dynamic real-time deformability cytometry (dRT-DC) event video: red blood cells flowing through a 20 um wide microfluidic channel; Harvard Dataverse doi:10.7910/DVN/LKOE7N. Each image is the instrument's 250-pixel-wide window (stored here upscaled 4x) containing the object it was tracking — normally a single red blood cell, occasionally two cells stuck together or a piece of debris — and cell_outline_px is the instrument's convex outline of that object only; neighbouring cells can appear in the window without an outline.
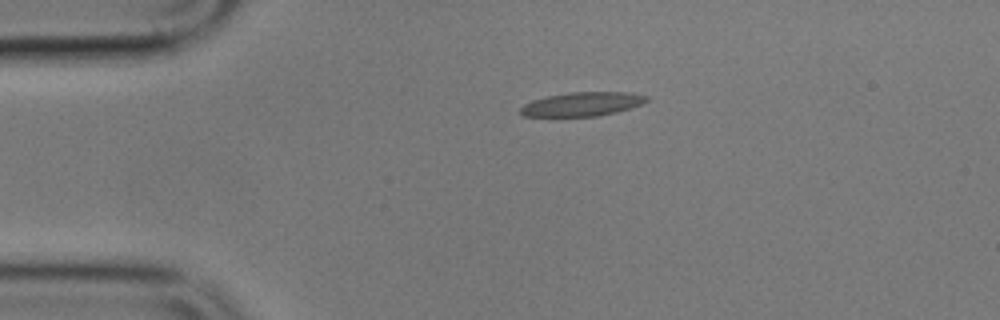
{"species": "common noctule bat (a hibernating species)", "species_latin": "Nyctalus noctula", "temperature_condition": "cold", "stored_images_in_passage": 3, "camera_frame_rate_fps": 3000, "um_per_image_px": 0.085, "animal": {"sex": "male", "body_mass_g": 17.9}, "frame": {"image": 1, "passage_image": 1, "time_ms": 0.0, "image_size_px": [1000, 320], "cell_outline_px": [[648, 100], [640, 104], [616, 112], [600, 116], [524, 116], [520, 112], [520, 108], [524, 104], [532, 100], [548, 96], [572, 92], [632, 92], [648, 96]], "centroid_in_image_um": [49.49, 8.84], "position_along_channel_um": 35.5, "area_um2": 17.46}}